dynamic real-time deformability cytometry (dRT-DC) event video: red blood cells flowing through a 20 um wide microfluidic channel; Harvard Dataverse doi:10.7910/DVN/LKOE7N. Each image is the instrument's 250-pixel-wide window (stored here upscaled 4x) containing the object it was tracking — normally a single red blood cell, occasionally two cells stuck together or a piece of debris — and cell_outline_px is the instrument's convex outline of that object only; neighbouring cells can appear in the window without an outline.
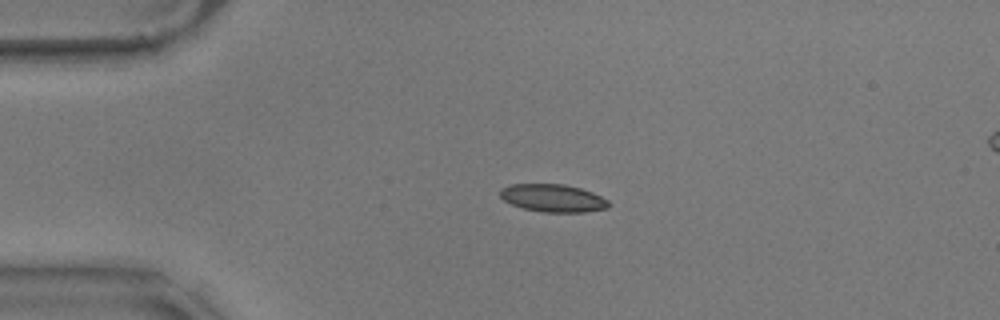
{"species": "common noctule bat (a hibernating species)", "species_latin": "Nyctalus noctula", "temperature_condition": "warm", "stored_images_in_passage": 34, "camera_frame_rate_fps": 3000, "um_per_image_px": 0.085, "animal": {"sex": "male", "body_mass_g": 17.9}, "frame": {"image": 1, "passage_image": 1, "time_ms": 0.0, "image_size_px": [1000, 320], "cell_outline_px": [[608, 208], [584, 212], [544, 212], [524, 208], [512, 204], [504, 200], [500, 196], [500, 188], [512, 184], [564, 184], [580, 188], [592, 192], [608, 200]], "centroid_in_image_um": [46.99, 16.83], "position_along_channel_um": 38.0, "area_um2": 17.4}}
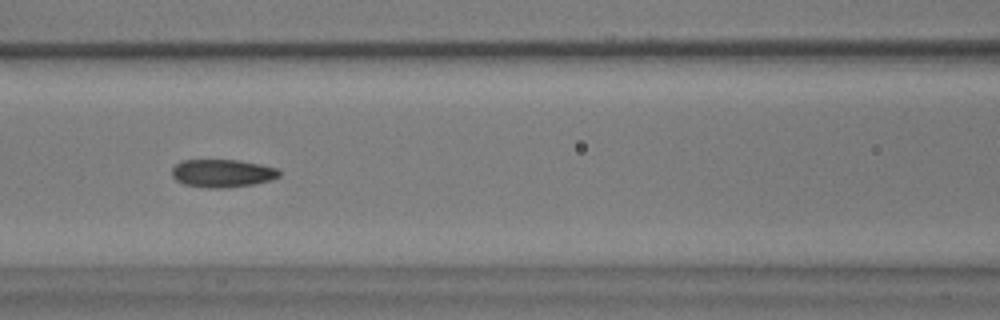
{"frame": {"image": 2, "passage_image": 13, "time_ms": 4.0, "image_size_px": [1000, 320], "cell_outline_px": [[280, 176], [268, 180], [252, 184], [224, 188], [208, 188], [184, 184], [176, 180], [172, 176], [172, 168], [180, 160], [240, 160], [260, 164], [276, 168], [280, 172]], "centroid_in_image_um": [18.86, 14.72], "position_along_channel_um": 147.7, "area_um2": 17.4}}
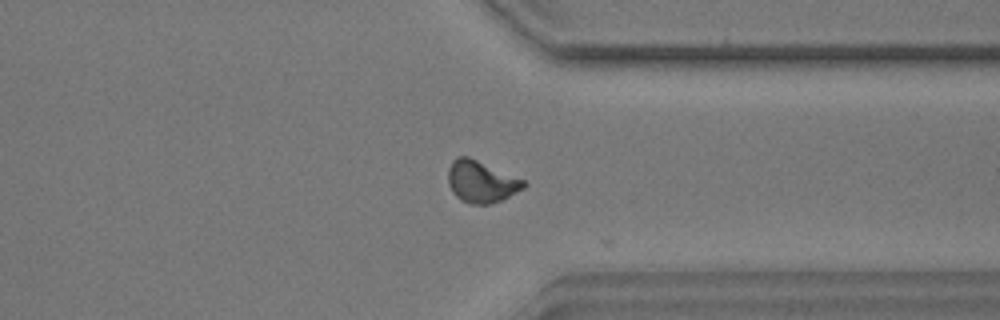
{"frame": {"image": 3, "passage_image": 32, "time_ms": 10.333, "image_size_px": [1000, 320], "cell_outline_px": [[528, 184], [524, 188], [500, 200], [488, 204], [472, 204], [460, 200], [452, 192], [448, 184], [448, 168], [452, 160], [456, 156], [468, 156], [524, 180]], "centroid_in_image_um": [40.87, 15.43], "position_along_channel_um": 370.5, "area_um2": 18.32}, "authors_computed_cell_mechanics": {"area_um2": 17.2533, "velocity_mm_per_s": 3.5329, "shape_relaxation_time_tau1_ms": null, "shape_relaxation_time_tau2_ms": 1.4651, "deformation_change_tau1": null, "deformation_change_tau2": 0.0693}}